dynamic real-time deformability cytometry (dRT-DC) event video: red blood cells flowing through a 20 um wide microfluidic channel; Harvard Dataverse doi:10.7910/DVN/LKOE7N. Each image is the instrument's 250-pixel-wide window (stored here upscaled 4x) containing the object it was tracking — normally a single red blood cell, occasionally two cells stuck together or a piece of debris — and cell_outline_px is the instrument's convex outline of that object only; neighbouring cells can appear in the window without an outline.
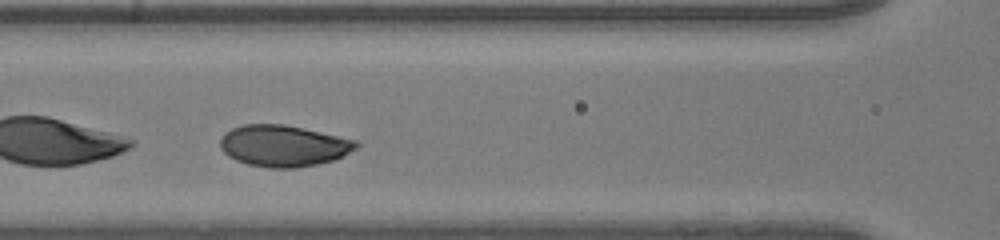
{"species": "human", "species_latin": "Homo sapiens", "temperature_condition": "room temperature", "stored_images_in_passage": 31, "camera_frame_rate_fps": 3000, "um_per_image_px": 0.085, "donor": {"sex": "male"}, "frame": {"image": 1, "passage_image": 10, "time_ms": 3.0, "image_size_px": [1000, 240], "cell_outline_px": [[360, 144], [356, 148], [332, 160], [316, 164], [296, 168], [268, 168], [248, 164], [236, 160], [228, 156], [220, 148], [220, 140], [224, 132], [232, 128], [244, 124], [284, 124], [356, 140]], "centroid_in_image_um": [24.04, 12.39], "position_along_channel_um": 142.6, "area_um2": 32.6}}
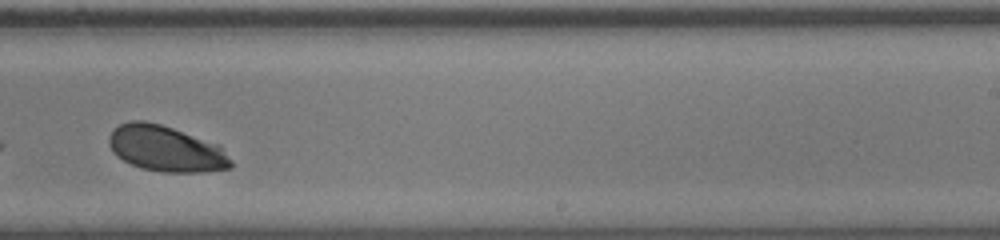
{"frame": {"image": 2, "passage_image": 20, "time_ms": 6.333, "image_size_px": [1000, 240], "cell_outline_px": [[232, 168], [204, 172], [160, 172], [140, 168], [116, 156], [112, 152], [108, 144], [108, 136], [120, 124], [128, 120], [144, 120], [160, 124], [220, 144], [232, 160]], "centroid_in_image_um": [14.12, 12.64], "position_along_channel_um": 274.9, "area_um2": 32.89}}
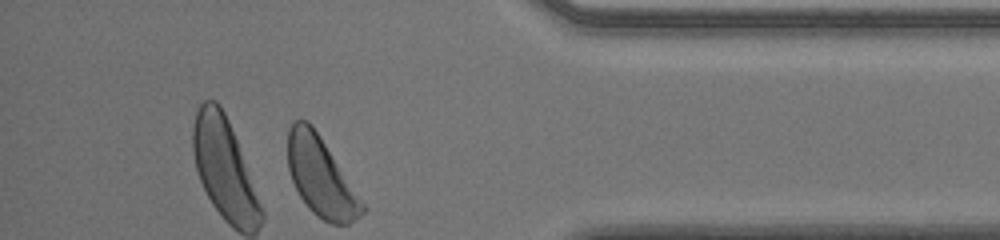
{"frame": {"image": 3, "passage_image": 31, "time_ms": 10.0, "image_size_px": [1000, 240], "cell_outline_px": [[368, 208], [360, 216], [348, 224], [332, 224], [316, 216], [308, 208], [300, 196], [292, 180], [288, 168], [288, 132], [292, 124], [296, 120], [308, 120], [312, 124]], "centroid_in_image_um": [27.29, 15.05], "position_along_channel_um": 407.9, "area_um2": 34.16}, "authors_computed_cell_mechanics": {"area_um2": 32.7148, "velocity_mm_per_s": 3.9936, "shape_relaxation_time_tau1_ms": 2.3636, "shape_relaxation_time_tau2_ms": null, "deformation_change_tau1": 0.123, "deformation_change_tau2": null}}